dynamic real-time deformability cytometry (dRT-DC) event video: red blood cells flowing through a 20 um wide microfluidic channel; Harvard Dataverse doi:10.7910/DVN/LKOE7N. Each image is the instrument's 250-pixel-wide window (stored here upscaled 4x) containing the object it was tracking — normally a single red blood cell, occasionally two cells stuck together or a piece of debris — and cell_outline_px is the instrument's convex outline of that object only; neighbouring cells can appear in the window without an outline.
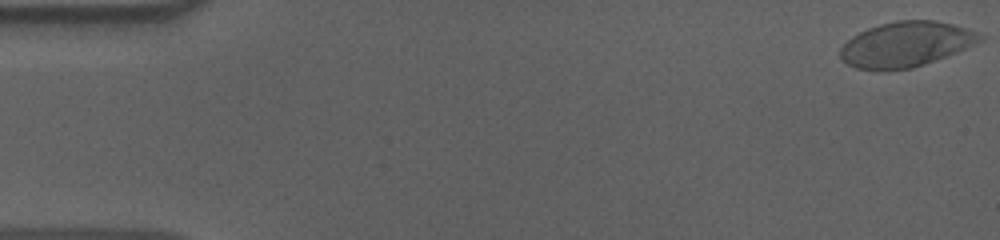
{"species": "human", "species_latin": "Homo sapiens", "temperature_condition": "cold", "stored_images_in_passage": 57, "camera_frame_rate_fps": 3000, "um_per_image_px": 0.085, "donor": {"sex": "male"}, "frame": {"image": 1, "passage_image": 1, "time_ms": 0.0, "image_size_px": [1000, 240], "cell_outline_px": [[984, 40], [956, 52], [912, 68], [880, 72], [856, 68], [848, 64], [840, 56], [840, 48], [852, 36], [868, 28], [880, 24], [896, 20], [932, 20], [952, 24], [976, 32], [984, 36]], "centroid_in_image_um": [76.97, 3.78], "position_along_channel_um": 8.0, "area_um2": 36.65}}
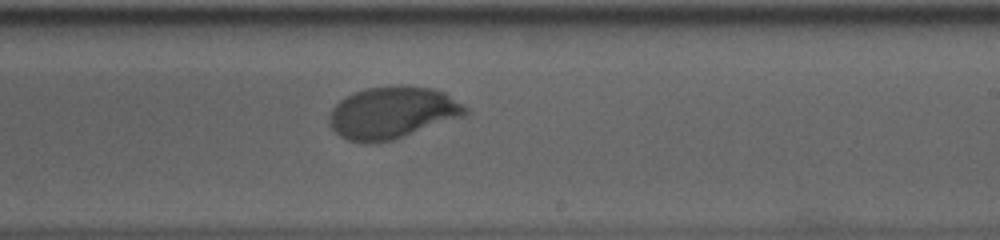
{"frame": {"image": 2, "passage_image": 34, "time_ms": 11.0, "image_size_px": [1000, 240], "cell_outline_px": [[468, 112], [464, 116], [392, 140], [376, 144], [364, 144], [348, 140], [340, 136], [332, 128], [328, 120], [328, 116], [332, 108], [340, 100], [352, 92], [368, 88], [400, 84], [432, 88], [444, 92], [468, 108]], "centroid_in_image_um": [33.32, 9.58], "position_along_channel_um": 255.7, "area_um2": 41.5}}
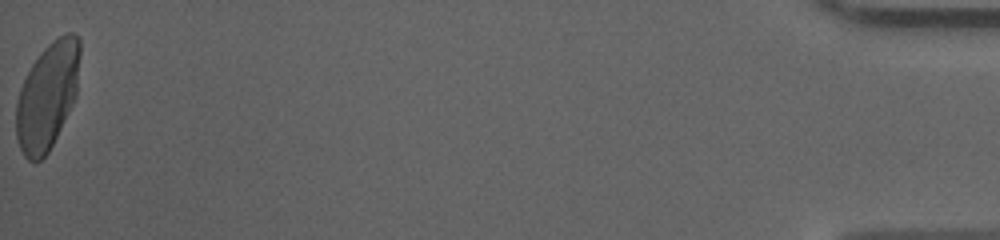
{"frame": {"image": 3, "passage_image": 57, "time_ms": 18.667, "image_size_px": [1000, 240], "cell_outline_px": [[80, 56], [76, 96], [48, 152], [36, 164], [28, 160], [24, 156], [20, 148], [16, 136], [16, 104], [20, 88], [32, 64], [44, 48], [48, 44], [60, 36], [68, 32], [72, 32], [80, 40]], "centroid_in_image_um": [4.02, 8.16], "position_along_channel_um": 431.2, "area_um2": 39.42}, "authors_computed_cell_mechanics": {"area_um2": 39.593, "velocity_mm_per_s": 3.5831, "shape_relaxation_time_tau1_ms": 3.4345, "shape_relaxation_time_tau2_ms": null, "deformation_change_tau1": 0.1702, "deformation_change_tau2": null}}